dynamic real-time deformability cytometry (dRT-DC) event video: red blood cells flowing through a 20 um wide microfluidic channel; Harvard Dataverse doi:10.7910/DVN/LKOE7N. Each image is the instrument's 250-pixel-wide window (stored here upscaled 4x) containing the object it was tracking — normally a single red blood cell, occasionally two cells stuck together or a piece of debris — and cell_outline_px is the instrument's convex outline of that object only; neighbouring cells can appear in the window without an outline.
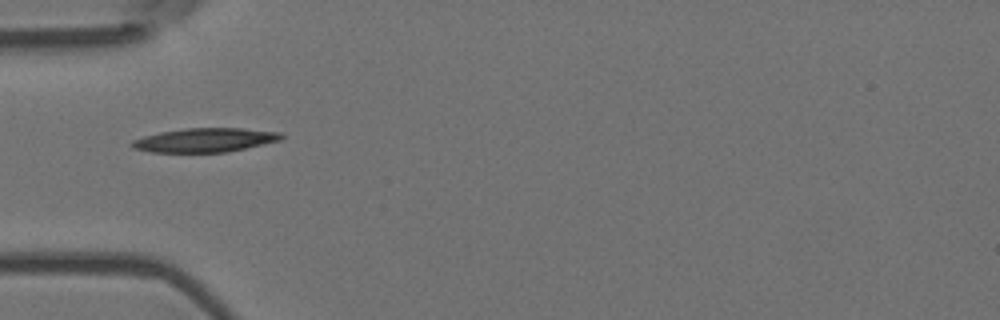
{"species": "Egyptian fruit bat (a non-hibernating species)", "species_latin": "Rousettus aegyptiacus", "temperature_condition": "room temperature", "stored_images_in_passage": 3, "camera_frame_rate_fps": 3000, "um_per_image_px": 0.085, "animal": {"sex": "female"}, "frame": {"image": 1, "passage_image": 1, "time_ms": 0.0, "image_size_px": [1000, 320], "cell_outline_px": [[284, 136], [280, 140], [228, 152], [148, 152], [132, 148], [128, 144], [132, 140], [144, 136], [160, 132], [184, 128], [244, 128], [284, 132]], "centroid_in_image_um": [17.41, 11.9], "position_along_channel_um": 67.6, "area_um2": 21.1}}
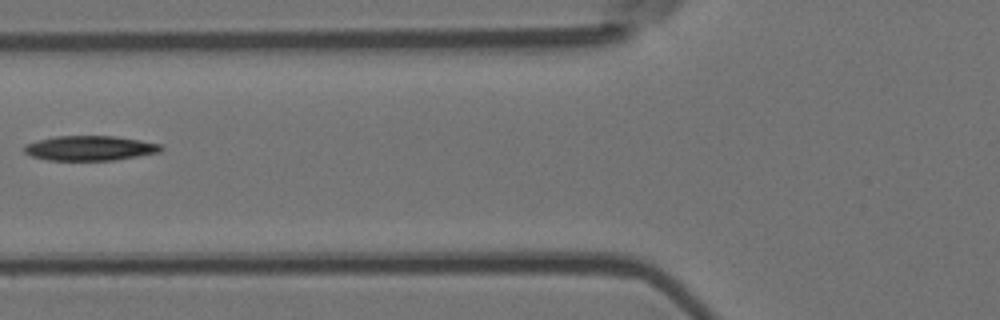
{"frame": {"image": 2, "passage_image": 2, "time_ms": 0.333, "image_size_px": [1000, 320], "cell_outline_px": [[164, 148], [160, 152], [116, 160], [48, 160], [32, 156], [24, 152], [24, 148], [28, 144], [40, 140], [56, 136], [112, 136], [140, 140], [164, 144]], "centroid_in_image_um": [7.72, 12.59], "position_along_channel_um": 118.1, "area_um2": 19.65}}
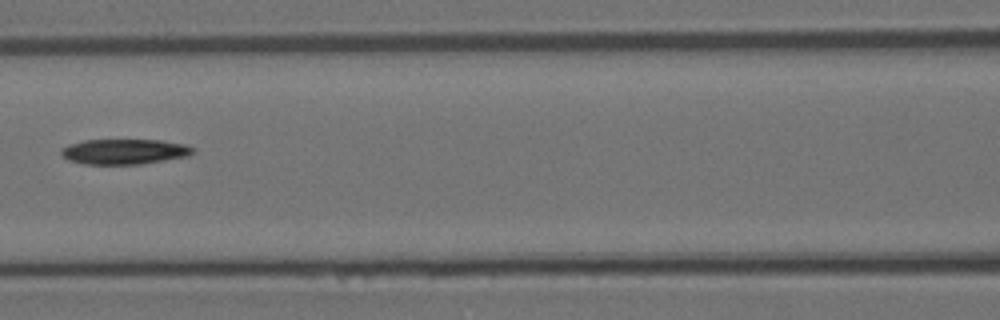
{"frame": {"image": 3, "passage_image": 3, "time_ms": 0.667, "image_size_px": [1000, 320], "cell_outline_px": [[196, 152], [188, 156], [140, 164], [84, 164], [68, 160], [60, 152], [60, 148], [68, 144], [84, 140], [160, 140], [184, 144], [196, 148]], "centroid_in_image_um": [10.57, 12.88], "position_along_channel_um": 156.0, "area_um2": 19.48}}